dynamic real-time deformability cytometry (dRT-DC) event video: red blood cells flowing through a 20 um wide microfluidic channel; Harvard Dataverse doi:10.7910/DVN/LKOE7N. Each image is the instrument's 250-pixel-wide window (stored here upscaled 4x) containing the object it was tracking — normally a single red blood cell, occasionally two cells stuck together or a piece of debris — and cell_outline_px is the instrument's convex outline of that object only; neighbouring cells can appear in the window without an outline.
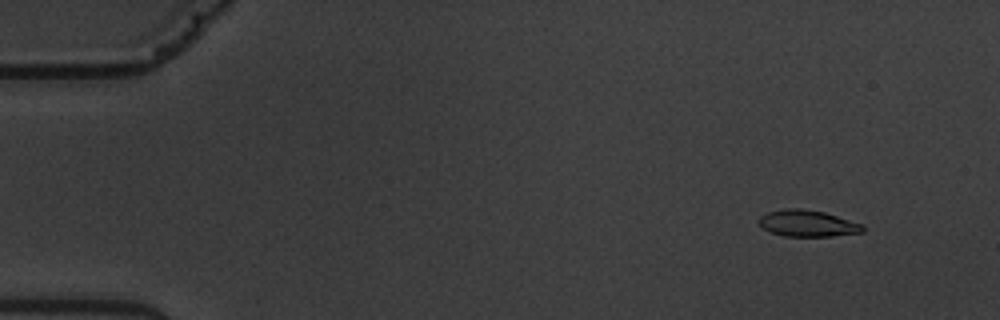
{"species": "common noctule bat (a hibernating species)", "species_latin": "Nyctalus noctula", "temperature_condition": "warm", "stored_images_in_passage": 5, "camera_frame_rate_fps": 3000, "um_per_image_px": 0.085, "animal": {"sex": "male", "body_mass_g": 19.5, "forearm_length_mm": 54.6}, "frame": {"image": 1, "passage_image": 2, "time_ms": 1.0, "image_size_px": [1000, 320], "cell_outline_px": [[864, 232], [832, 236], [784, 236], [772, 232], [764, 228], [760, 224], [760, 216], [768, 212], [784, 208], [800, 208], [824, 212], [864, 224]], "centroid_in_image_um": [68.69, 18.98], "position_along_channel_um": 16.3, "area_um2": 15.95}}
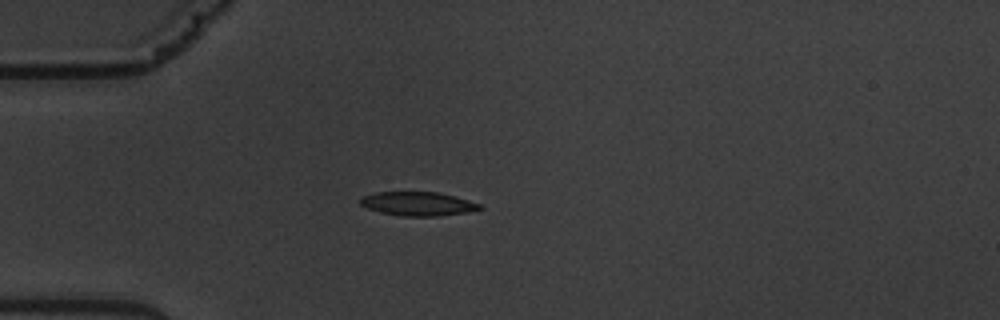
{"frame": {"image": 2, "passage_image": 5, "time_ms": 4.667, "image_size_px": [1000, 320], "cell_outline_px": [[484, 208], [468, 212], [436, 216], [400, 216], [380, 212], [368, 208], [360, 204], [360, 200], [364, 196], [376, 192], [440, 192], [456, 196], [480, 204]], "centroid_in_image_um": [35.55, 17.32], "position_along_channel_um": 49.5, "area_um2": 16.59}}